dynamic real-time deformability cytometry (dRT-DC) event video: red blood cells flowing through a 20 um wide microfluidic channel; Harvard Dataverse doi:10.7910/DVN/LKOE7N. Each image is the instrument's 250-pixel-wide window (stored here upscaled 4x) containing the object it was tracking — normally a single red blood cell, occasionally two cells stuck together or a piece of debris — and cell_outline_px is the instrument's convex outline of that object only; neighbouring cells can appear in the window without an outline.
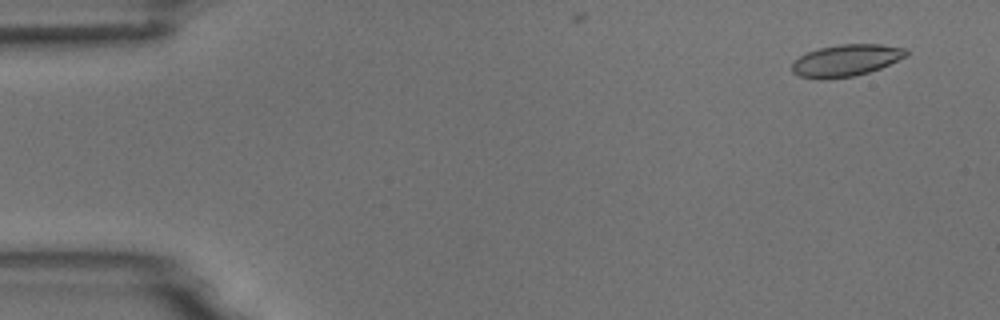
{"species": "common noctule bat (a hibernating species)", "species_latin": "Nyctalus noctula", "temperature_condition": "room temperature", "stored_images_in_passage": 5, "camera_frame_rate_fps": 3000, "um_per_image_px": 0.085, "animal": {"sex": "male", "body_mass_g": 18.8}, "frame": {"image": 1, "passage_image": 2, "time_ms": 1.0, "image_size_px": [1000, 320], "cell_outline_px": [[908, 56], [880, 68], [868, 72], [852, 76], [824, 80], [816, 80], [800, 76], [792, 72], [792, 64], [800, 56], [808, 52], [820, 48], [840, 44], [880, 44], [908, 48]], "centroid_in_image_um": [71.93, 5.14], "position_along_channel_um": 13.1, "area_um2": 21.27}}